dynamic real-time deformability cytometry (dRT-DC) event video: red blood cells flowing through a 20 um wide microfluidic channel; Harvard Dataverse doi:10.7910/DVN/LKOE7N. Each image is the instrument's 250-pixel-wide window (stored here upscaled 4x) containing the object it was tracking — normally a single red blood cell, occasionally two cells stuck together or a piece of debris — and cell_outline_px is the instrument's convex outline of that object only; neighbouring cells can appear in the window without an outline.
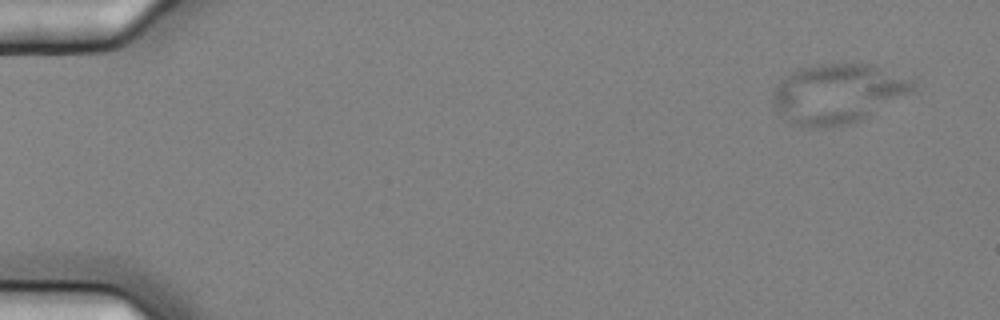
{"species": "common noctule bat (a hibernating species)", "species_latin": "Nyctalus noctula", "temperature_condition": "cold", "stored_images_in_passage": 11, "camera_frame_rate_fps": 3000, "um_per_image_px": 0.085, "animal": {"sex": "female", "body_mass_g": 25.1}, "frame": {"image": 1, "passage_image": 1, "time_ms": 0.0, "image_size_px": [1000, 320], "cell_outline_px": [[916, 88], [860, 120], [848, 124], [816, 128], [812, 128], [800, 124], [780, 116], [772, 104], [772, 92], [784, 76], [800, 68], [816, 64], [876, 64], [912, 80], [916, 84]], "centroid_in_image_um": [71.16, 7.93], "position_along_channel_um": 13.8, "area_um2": 48.03}}
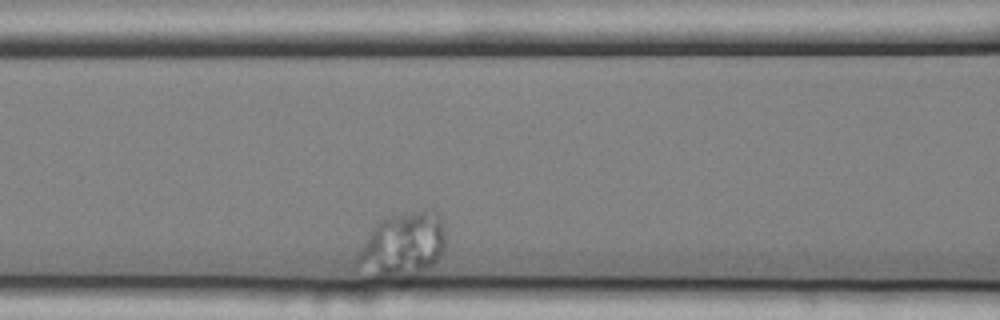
{"frame": {"image": 2, "passage_image": 5, "time_ms": 1.333, "image_size_px": [1000, 320], "cell_outline_px": [[444, 252], [424, 272], [396, 276], [356, 276], [348, 268], [368, 232], [376, 220], [384, 216], [416, 212], [436, 212], [440, 216], [444, 228]], "centroid_in_image_um": [34.03, 20.86], "position_along_channel_um": 132.6, "area_um2": 34.28}}
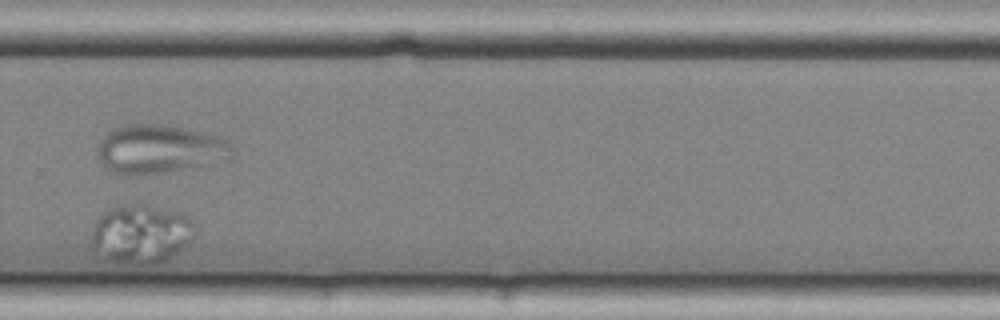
{"frame": {"image": 3, "passage_image": 11, "time_ms": 3.333, "image_size_px": [1000, 320], "cell_outline_px": [[196, 232], [184, 248], [168, 260], [156, 264], [124, 264], [104, 260], [92, 252], [88, 244], [88, 240], [92, 228], [96, 220], [108, 208], [132, 204], [148, 204], [180, 212], [192, 220], [196, 224]], "centroid_in_image_um": [11.92, 19.91], "position_along_channel_um": 317.9, "area_um2": 36.82}}